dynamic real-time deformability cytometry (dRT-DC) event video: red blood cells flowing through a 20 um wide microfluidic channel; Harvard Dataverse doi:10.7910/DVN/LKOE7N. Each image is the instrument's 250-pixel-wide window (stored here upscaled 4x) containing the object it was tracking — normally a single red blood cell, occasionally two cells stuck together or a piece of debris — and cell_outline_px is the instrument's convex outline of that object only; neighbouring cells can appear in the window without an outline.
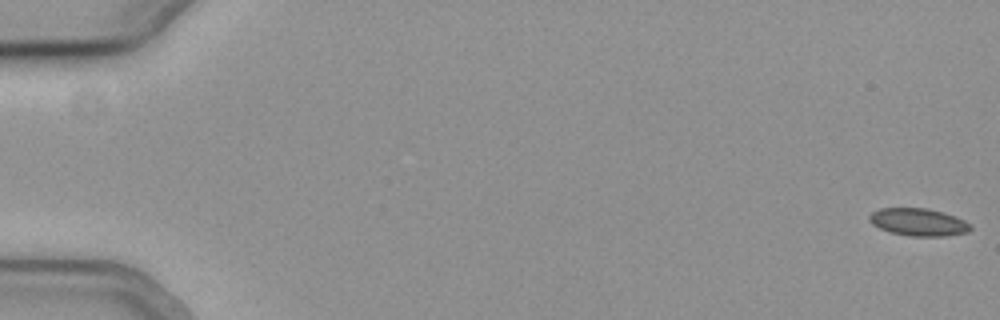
{"species": "common noctule bat (a hibernating species)", "species_latin": "Nyctalus noctula", "temperature_condition": "cold", "stored_images_in_passage": 50, "camera_frame_rate_fps": 3000, "um_per_image_px": 0.085, "animal": {"sex": "female", "body_mass_g": 19.3, "forearm_length_mm": 54.1}, "frame": {"image": 1, "passage_image": 1, "time_ms": 0.0, "image_size_px": [1000, 320], "cell_outline_px": [[972, 228], [968, 232], [944, 236], [912, 236], [892, 232], [880, 228], [872, 224], [868, 220], [868, 216], [872, 212], [880, 208], [928, 208], [956, 216], [972, 224]], "centroid_in_image_um": [78.08, 18.87], "position_along_channel_um": 6.9, "area_um2": 16.24}}
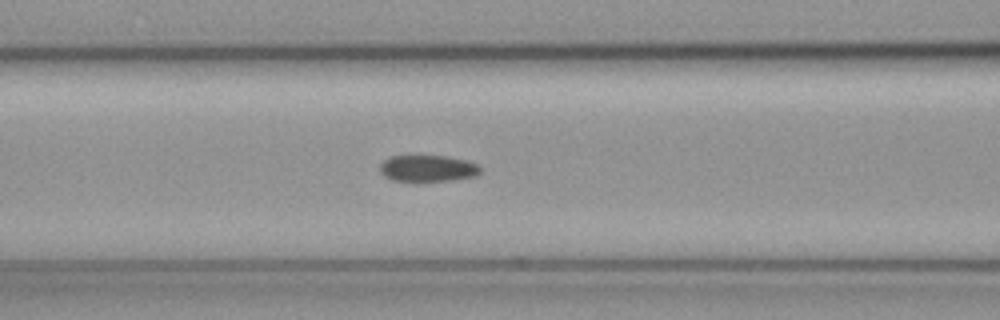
{"frame": {"image": 2, "passage_image": 25, "time_ms": 8.0, "image_size_px": [1000, 320], "cell_outline_px": [[480, 172], [476, 176], [456, 180], [420, 184], [416, 184], [392, 180], [384, 176], [380, 172], [380, 164], [384, 160], [392, 156], [444, 156], [468, 160], [476, 164], [480, 168]], "centroid_in_image_um": [36.34, 14.37], "position_along_channel_um": 130.3, "area_um2": 16.3}}
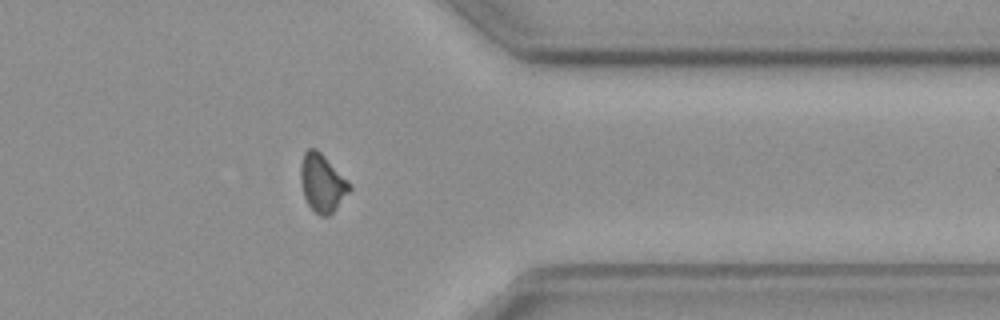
{"frame": {"image": 3, "passage_image": 46, "time_ms": 15.0, "image_size_px": [1000, 320], "cell_outline_px": [[352, 188], [332, 212], [328, 216], [320, 216], [308, 204], [304, 196], [300, 184], [300, 164], [304, 152], [308, 148], [316, 148], [352, 184]], "centroid_in_image_um": [27.37, 15.53], "position_along_channel_um": 384.0, "area_um2": 16.42}}